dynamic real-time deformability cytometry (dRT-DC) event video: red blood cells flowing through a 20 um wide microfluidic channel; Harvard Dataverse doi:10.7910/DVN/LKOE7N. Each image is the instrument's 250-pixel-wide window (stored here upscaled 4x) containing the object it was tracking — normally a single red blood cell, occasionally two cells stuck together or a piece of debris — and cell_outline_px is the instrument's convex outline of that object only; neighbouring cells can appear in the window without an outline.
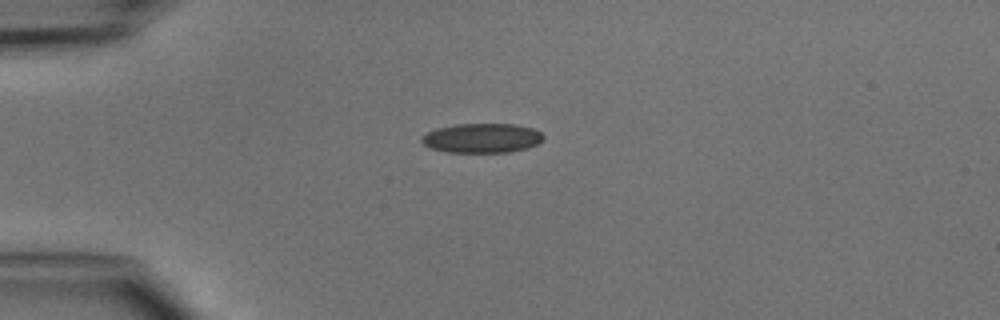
{"species": "common noctule bat (a hibernating species)", "species_latin": "Nyctalus noctula", "temperature_condition": "cold", "stored_images_in_passage": 1, "camera_frame_rate_fps": 3000, "um_per_image_px": 0.085, "animal": {"sex": "male", "body_mass_g": 15.6}, "frame": {"image": 1, "passage_image": 1, "time_ms": 0.0, "image_size_px": [1000, 320], "cell_outline_px": [[544, 140], [528, 148], [508, 152], [448, 152], [432, 148], [424, 144], [420, 140], [420, 136], [436, 128], [456, 124], [516, 124], [532, 128], [540, 132], [544, 136]], "centroid_in_image_um": [40.97, 11.73], "position_along_channel_um": 44.0, "area_um2": 20.92}}